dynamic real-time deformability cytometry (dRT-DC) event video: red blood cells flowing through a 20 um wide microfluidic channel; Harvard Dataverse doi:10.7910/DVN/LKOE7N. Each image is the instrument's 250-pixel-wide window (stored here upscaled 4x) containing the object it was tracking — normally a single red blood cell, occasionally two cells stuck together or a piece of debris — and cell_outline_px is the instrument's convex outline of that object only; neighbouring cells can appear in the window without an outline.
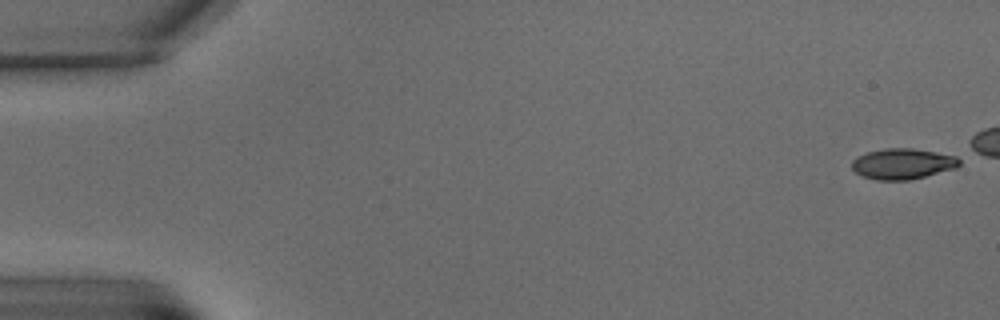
{"species": "common noctule bat (a hibernating species)", "species_latin": "Nyctalus noctula", "temperature_condition": "warm", "stored_images_in_passage": 9, "camera_frame_rate_fps": 3000, "um_per_image_px": 0.085, "animal": {"sex": "male", "body_mass_g": 15.6}, "frame": {"image": 1, "passage_image": 1, "time_ms": 0.0, "image_size_px": [1000, 320], "cell_outline_px": [[960, 164], [956, 168], [908, 180], [876, 180], [864, 176], [856, 172], [852, 168], [852, 160], [856, 156], [868, 152], [884, 148], [912, 148], [956, 156], [960, 160]], "centroid_in_image_um": [76.71, 13.92], "position_along_channel_um": 8.3, "area_um2": 19.07}}
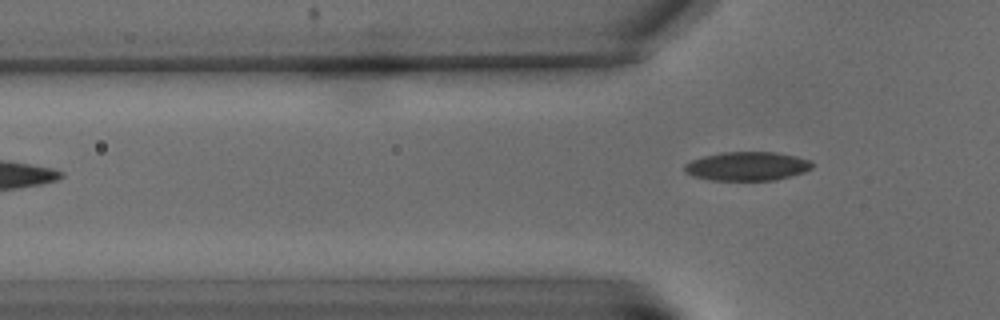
{"frame": {"image": 2, "passage_image": 8, "time_ms": 9.333, "image_size_px": [1000, 320], "cell_outline_px": [[812, 168], [804, 172], [772, 180], [712, 180], [692, 176], [684, 172], [684, 164], [692, 160], [704, 156], [720, 152], [776, 152], [796, 156], [808, 160], [812, 164]], "centroid_in_image_um": [63.46, 14.12], "position_along_channel_um": 62.3, "area_um2": 21.33}}
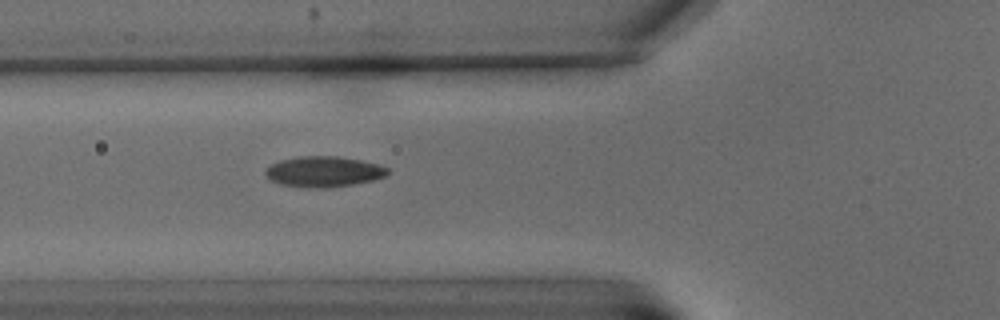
{"frame": {"image": 3, "passage_image": 9, "time_ms": 10.667, "image_size_px": [1000, 320], "cell_outline_px": [[392, 172], [384, 176], [372, 180], [352, 184], [328, 188], [316, 188], [280, 184], [272, 180], [264, 172], [264, 168], [280, 160], [296, 156], [336, 156], [360, 160], [380, 164], [388, 168]], "centroid_in_image_um": [27.53, 14.58], "position_along_channel_um": 98.3, "area_um2": 21.79}}